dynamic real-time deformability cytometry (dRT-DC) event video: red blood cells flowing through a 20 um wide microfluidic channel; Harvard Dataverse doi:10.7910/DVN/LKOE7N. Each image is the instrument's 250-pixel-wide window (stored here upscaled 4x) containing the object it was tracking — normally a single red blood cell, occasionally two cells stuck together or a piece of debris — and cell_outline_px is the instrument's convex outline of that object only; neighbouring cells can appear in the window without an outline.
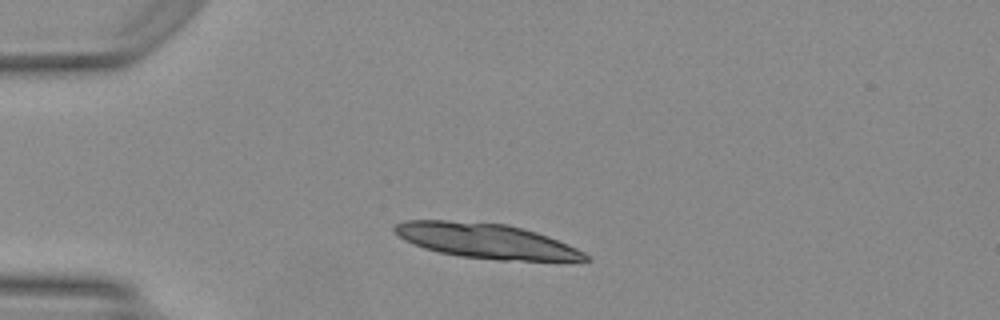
{"species": "Egyptian fruit bat (a non-hibernating species)", "species_latin": "Rousettus aegyptiacus", "temperature_condition": "warm", "stored_images_in_passage": 44, "camera_frame_rate_fps": 3000, "um_per_image_px": 0.085, "animal": {"sex": "female"}, "frame": {"image": 1, "passage_image": 7, "time_ms": 2.0, "image_size_px": [1000, 320], "cell_outline_px": [[592, 260], [496, 260], [460, 256], [440, 252], [424, 248], [404, 240], [392, 228], [396, 224], [404, 220], [448, 220], [508, 224], [536, 232], [548, 236], [576, 248], [584, 252]], "centroid_in_image_um": [41.29, 20.47], "position_along_channel_um": 43.7, "area_um2": 38.44}, "authors_computed_cell_mechanics": {"area_um2": 22.9466, "velocity_mm_per_s": 4.1435, "shape_relaxation_time_tau1_ms": 4.6613, "shape_relaxation_time_tau2_ms": 0.7505, "deformation_change_tau1": 0.1328, "deformation_change_tau2": 0.0516}}